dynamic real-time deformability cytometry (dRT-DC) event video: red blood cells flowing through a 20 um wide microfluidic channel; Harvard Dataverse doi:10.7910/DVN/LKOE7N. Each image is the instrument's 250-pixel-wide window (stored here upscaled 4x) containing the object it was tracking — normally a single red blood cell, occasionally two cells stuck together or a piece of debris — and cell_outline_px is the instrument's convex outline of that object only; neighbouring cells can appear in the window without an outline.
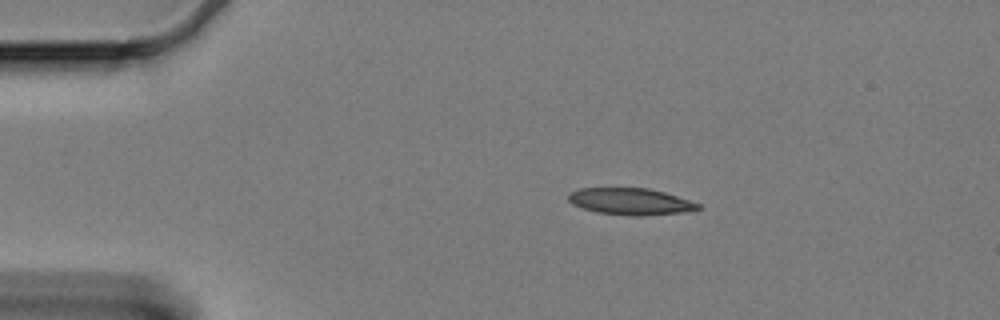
{"species": "Egyptian fruit bat (a non-hibernating species)", "species_latin": "Rousettus aegyptiacus", "temperature_condition": "cold", "stored_images_in_passage": 50, "camera_frame_rate_fps": 3000, "um_per_image_px": 0.085, "animal": {"sex": "female"}, "frame": {"image": 1, "passage_image": 1, "time_ms": 0.0, "image_size_px": [1000, 320], "cell_outline_px": [[704, 208], [692, 212], [640, 216], [632, 216], [596, 212], [572, 204], [568, 200], [568, 192], [580, 188], [648, 188], [664, 192], [700, 204]], "centroid_in_image_um": [53.63, 17.13], "position_along_channel_um": 31.4, "area_um2": 20.4}}
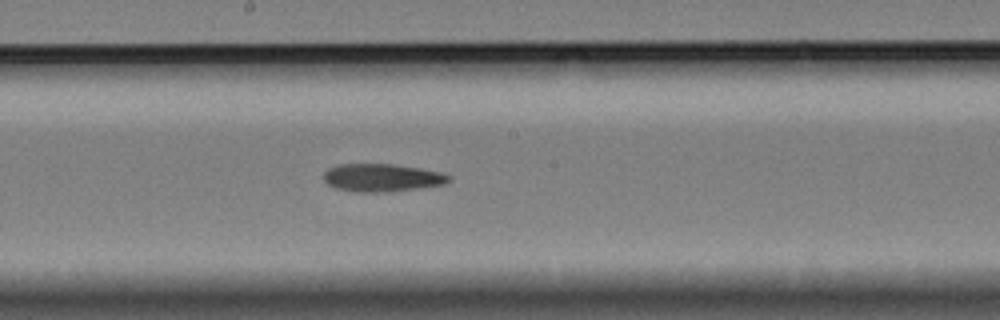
{"frame": {"image": 2, "passage_image": 22, "time_ms": 7.0, "image_size_px": [1000, 320], "cell_outline_px": [[452, 180], [444, 184], [380, 192], [360, 192], [336, 188], [328, 184], [324, 180], [324, 172], [328, 168], [340, 164], [392, 164], [420, 168], [440, 172], [452, 176]], "centroid_in_image_um": [32.46, 15.09], "position_along_channel_um": 215.7, "area_um2": 20.0}}
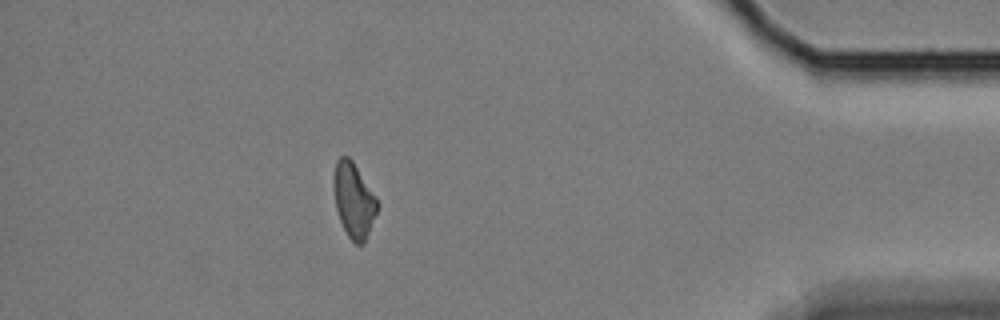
{"frame": {"image": 3, "passage_image": 43, "time_ms": 14.0, "image_size_px": [1000, 320], "cell_outline_px": [[380, 204], [364, 244], [356, 244], [348, 236], [340, 220], [336, 208], [332, 180], [336, 160], [340, 156], [348, 156], [352, 160], [376, 196]], "centroid_in_image_um": [30.07, 17.0], "position_along_channel_um": 405.1, "area_um2": 19.13}}